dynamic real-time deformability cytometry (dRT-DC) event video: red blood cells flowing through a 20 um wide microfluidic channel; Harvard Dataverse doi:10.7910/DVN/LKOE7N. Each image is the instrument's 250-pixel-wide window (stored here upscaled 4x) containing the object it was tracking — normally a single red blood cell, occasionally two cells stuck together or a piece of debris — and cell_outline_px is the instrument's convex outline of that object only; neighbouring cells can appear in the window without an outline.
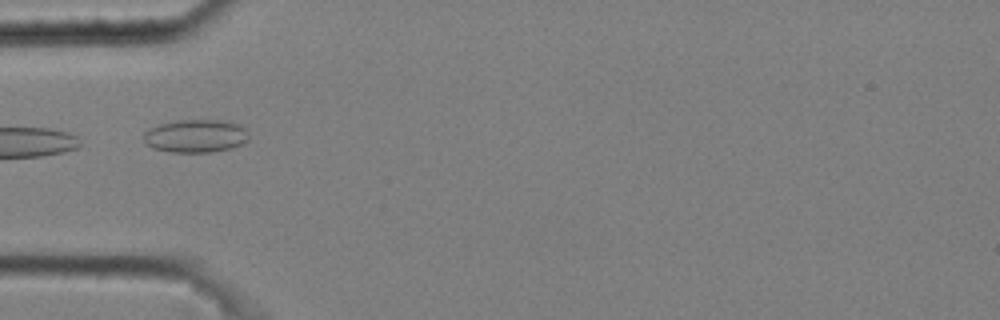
{"species": "common noctule bat (a hibernating species)", "species_latin": "Nyctalus noctula", "temperature_condition": "cold", "stored_images_in_passage": 6, "camera_frame_rate_fps": 3000, "um_per_image_px": 0.085, "animal": {"sex": "male", "body_mass_g": 20.4}, "frame": {"image": 1, "passage_image": 5, "time_ms": 1.333, "image_size_px": [1000, 320], "cell_outline_px": [[248, 140], [232, 148], [208, 152], [172, 152], [152, 148], [144, 140], [144, 132], [148, 128], [160, 124], [176, 120], [224, 120], [240, 124], [244, 128], [248, 136]], "centroid_in_image_um": [16.62, 11.55], "position_along_channel_um": 68.4, "area_um2": 20.23}}